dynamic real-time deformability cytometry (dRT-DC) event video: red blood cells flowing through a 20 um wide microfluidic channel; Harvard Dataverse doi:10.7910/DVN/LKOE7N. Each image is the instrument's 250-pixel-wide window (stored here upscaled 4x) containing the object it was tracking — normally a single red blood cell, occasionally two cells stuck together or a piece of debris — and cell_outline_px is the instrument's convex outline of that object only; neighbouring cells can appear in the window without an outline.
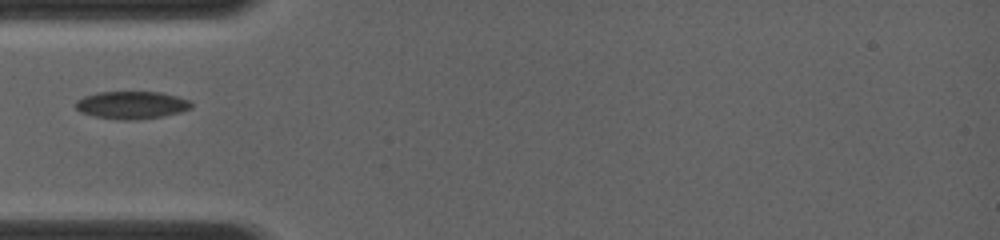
{"species": "common noctule bat (a hibernating species)", "species_latin": "Nyctalus noctula", "temperature_condition": "room temperature", "stored_images_in_passage": 17, "camera_frame_rate_fps": 4000, "um_per_image_px": 0.085, "animal": {"sex": "female", "body_mass_g": 19.0, "forearm_length_mm": 56.7}, "frame": {"image": 1, "passage_image": 1, "time_ms": 0.0, "image_size_px": [1000, 240], "cell_outline_px": [[192, 108], [180, 112], [160, 116], [128, 120], [124, 120], [92, 116], [80, 112], [76, 108], [76, 100], [84, 96], [96, 92], [160, 92], [176, 96], [188, 100], [192, 104]], "centroid_in_image_um": [11.15, 8.92], "position_along_channel_um": 73.8, "area_um2": 18.44}}
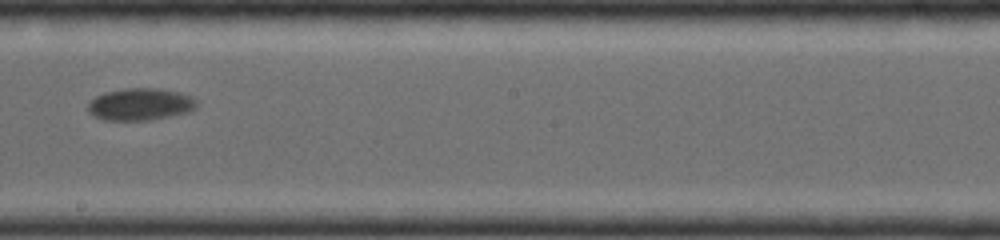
{"frame": {"image": 2, "passage_image": 10, "time_ms": 3.75, "image_size_px": [1000, 240], "cell_outline_px": [[196, 108], [188, 112], [148, 120], [104, 120], [88, 112], [88, 104], [96, 96], [104, 92], [124, 88], [160, 88], [180, 92], [192, 96], [196, 100]], "centroid_in_image_um": [11.93, 8.85], "position_along_channel_um": 236.3, "area_um2": 20.35}}
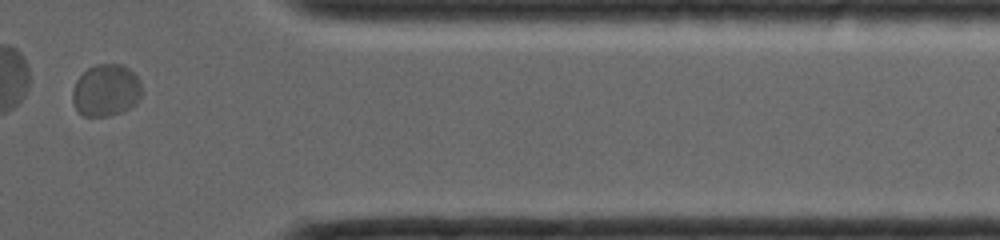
{"frame": {"image": 3, "passage_image": 16, "time_ms": 7.75, "image_size_px": [1000, 240], "cell_outline_px": [[144, 92], [136, 104], [120, 112], [108, 116], [84, 116], [76, 108], [72, 100], [72, 88], [76, 80], [88, 68], [96, 64], [120, 64], [128, 68], [140, 80]], "centroid_in_image_um": [9.03, 7.67], "position_along_channel_um": 402.4, "area_um2": 21.15}}